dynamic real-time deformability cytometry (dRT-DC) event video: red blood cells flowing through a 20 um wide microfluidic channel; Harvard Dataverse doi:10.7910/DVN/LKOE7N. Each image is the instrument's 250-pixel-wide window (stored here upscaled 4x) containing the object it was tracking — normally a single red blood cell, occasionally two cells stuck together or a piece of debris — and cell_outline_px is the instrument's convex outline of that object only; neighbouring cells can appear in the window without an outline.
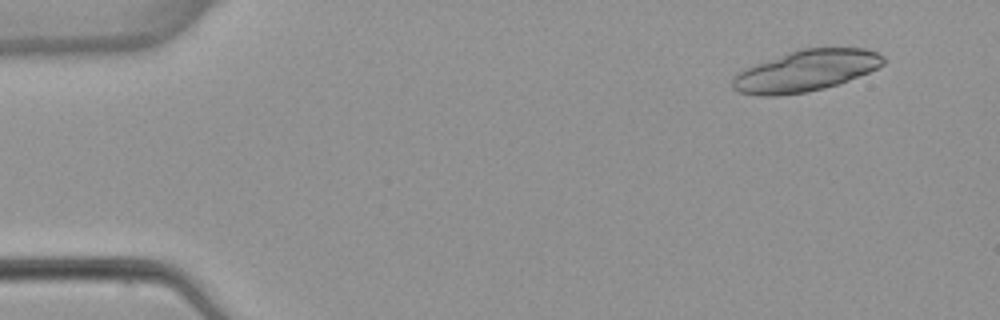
{"species": "common noctule bat (a hibernating species)", "species_latin": "Nyctalus noctula", "temperature_condition": "warm", "stored_images_in_passage": 4, "camera_frame_rate_fps": 3000, "um_per_image_px": 0.085, "animal": {"sex": "female", "body_mass_g": 22.7, "forearm_length_mm": 54.2}, "frame": {"image": 1, "passage_image": 1, "time_ms": 0.0, "image_size_px": [1000, 320], "cell_outline_px": [[884, 64], [868, 72], [848, 80], [824, 88], [804, 92], [776, 96], [756, 96], [736, 92], [732, 88], [732, 76], [736, 72], [744, 68], [788, 52], [800, 48], [864, 48], [876, 52], [884, 56]], "centroid_in_image_um": [68.42, 6.02], "position_along_channel_um": 16.6, "area_um2": 36.24}}